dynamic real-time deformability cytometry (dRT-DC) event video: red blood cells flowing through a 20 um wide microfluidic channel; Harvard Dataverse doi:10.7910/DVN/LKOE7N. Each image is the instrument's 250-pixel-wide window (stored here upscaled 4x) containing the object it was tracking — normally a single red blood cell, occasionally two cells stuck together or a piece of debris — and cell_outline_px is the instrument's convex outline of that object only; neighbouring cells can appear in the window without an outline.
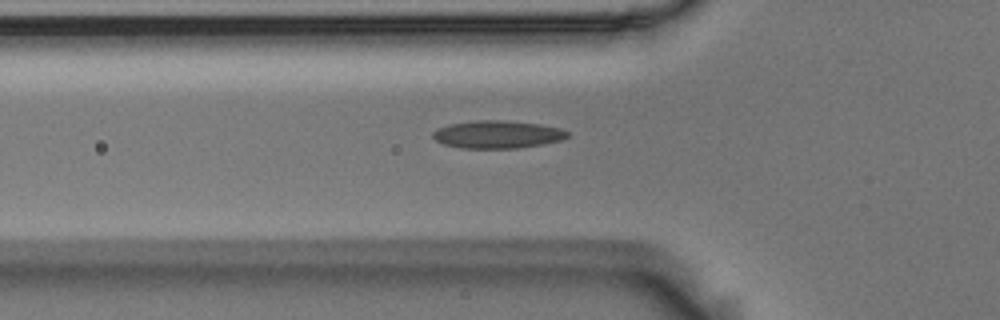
{"species": "Egyptian fruit bat (a non-hibernating species)", "species_latin": "Rousettus aegyptiacus", "temperature_condition": "room temperature", "stored_images_in_passage": 37, "camera_frame_rate_fps": 3000, "um_per_image_px": 0.085, "animal": {"sex": "male"}, "frame": {"image": 1, "passage_image": 2, "time_ms": 0.333, "image_size_px": [1000, 320], "cell_outline_px": [[568, 136], [560, 140], [540, 144], [516, 148], [460, 148], [444, 144], [436, 140], [432, 136], [432, 132], [440, 128], [452, 124], [476, 120], [500, 120], [540, 124], [560, 128], [568, 132]], "centroid_in_image_um": [42.27, 11.43], "position_along_channel_um": 83.5, "area_um2": 21.39}}
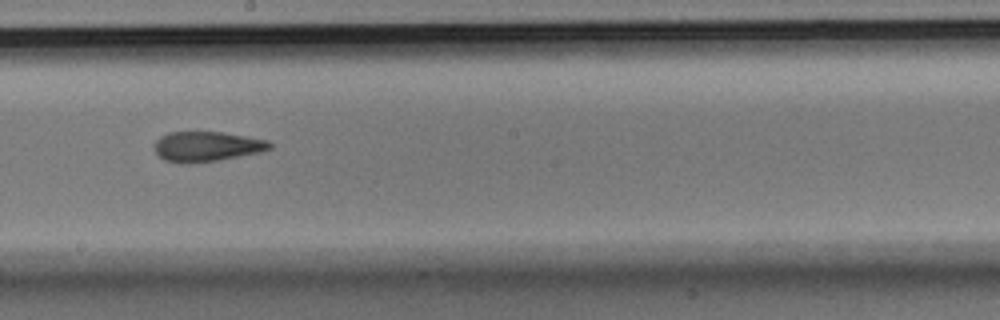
{"frame": {"image": 2, "passage_image": 14, "time_ms": 4.333, "image_size_px": [1000, 320], "cell_outline_px": [[272, 148], [260, 152], [216, 160], [188, 164], [180, 164], [164, 160], [156, 152], [156, 140], [160, 136], [168, 132], [220, 132], [268, 140], [272, 144]], "centroid_in_image_um": [17.56, 12.45], "position_along_channel_um": 230.6, "area_um2": 20.0}}
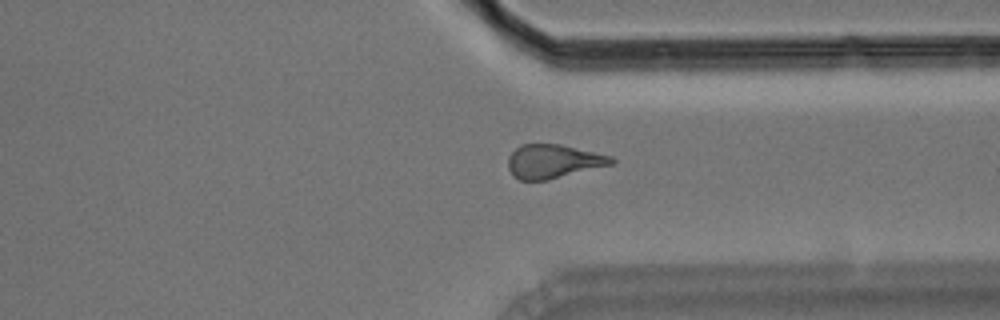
{"frame": {"image": 3, "passage_image": 25, "time_ms": 8.0, "image_size_px": [1000, 320], "cell_outline_px": [[616, 160], [612, 164], [548, 180], [520, 180], [512, 176], [508, 168], [508, 156], [520, 144], [560, 144], [612, 156]], "centroid_in_image_um": [47.0, 13.71], "position_along_channel_um": 364.4, "area_um2": 20.35}, "authors_computed_cell_mechanics": {"area_um2": 20.5768, "velocity_mm_per_s": 3.6565, "shape_relaxation_time_tau1_ms": 7.0353, "shape_relaxation_time_tau2_ms": 1.983, "deformation_change_tau1": 0.1785, "deformation_change_tau2": 0.102}}